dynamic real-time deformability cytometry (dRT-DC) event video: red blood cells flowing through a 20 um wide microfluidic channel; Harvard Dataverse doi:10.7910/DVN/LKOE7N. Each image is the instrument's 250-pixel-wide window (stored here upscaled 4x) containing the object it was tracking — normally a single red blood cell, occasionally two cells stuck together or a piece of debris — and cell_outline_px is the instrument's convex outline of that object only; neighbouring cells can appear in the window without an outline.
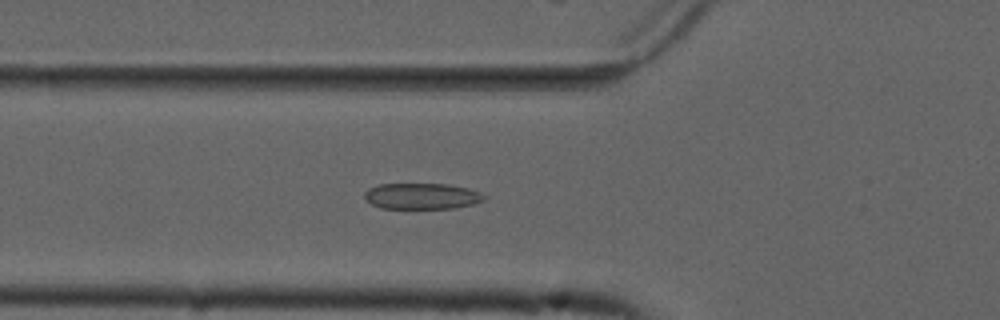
{"species": "common noctule bat (a hibernating species)", "species_latin": "Nyctalus noctula", "temperature_condition": "cold", "stored_images_in_passage": 54, "camera_frame_rate_fps": 3000, "um_per_image_px": 0.085, "animal": {"sex": "male", "forearm_length_mm": 52.5}, "frame": {"image": 1, "passage_image": 19, "time_ms": 6.0, "image_size_px": [1000, 320], "cell_outline_px": [[488, 196], [484, 200], [472, 204], [452, 208], [380, 208], [372, 204], [364, 196], [364, 192], [368, 188], [380, 184], [448, 184], [468, 188], [480, 192]], "centroid_in_image_um": [35.87, 16.66], "position_along_channel_um": 89.9, "area_um2": 18.09}}
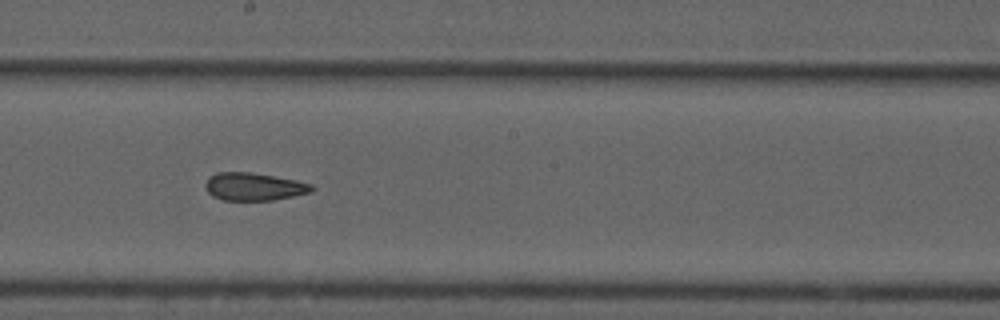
{"frame": {"image": 2, "passage_image": 30, "time_ms": 9.667, "image_size_px": [1000, 320], "cell_outline_px": [[316, 188], [312, 192], [272, 200], [224, 200], [212, 196], [208, 192], [204, 184], [208, 176], [216, 172], [252, 172], [296, 180], [312, 184]], "centroid_in_image_um": [21.57, 15.85], "position_along_channel_um": 226.6, "area_um2": 17.34}}
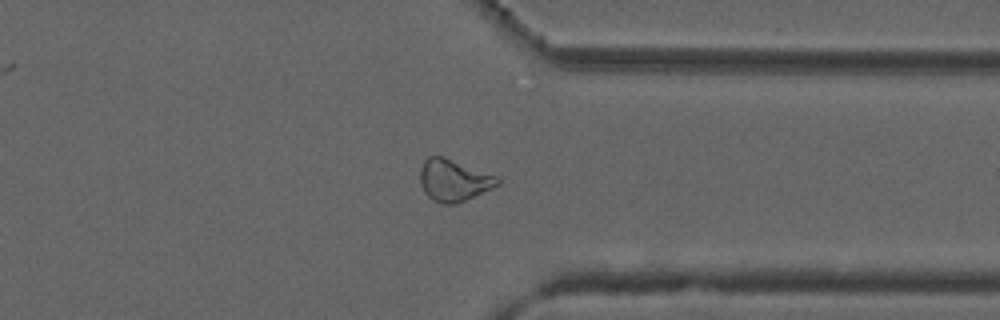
{"frame": {"image": 3, "passage_image": 42, "time_ms": 13.667, "image_size_px": [1000, 320], "cell_outline_px": [[500, 184], [492, 188], [456, 204], [440, 204], [432, 200], [424, 192], [420, 184], [420, 168], [424, 160], [428, 156], [444, 156], [500, 176]], "centroid_in_image_um": [38.57, 15.31], "position_along_channel_um": 372.8, "area_um2": 19.25}, "authors_computed_cell_mechanics": {"area_um2": 19.4497, "velocity_mm_per_s": 3.717, "shape_relaxation_time_tau1_ms": null, "shape_relaxation_time_tau2_ms": 2.5514, "deformation_change_tau1": null, "deformation_change_tau2": 0.0961}}